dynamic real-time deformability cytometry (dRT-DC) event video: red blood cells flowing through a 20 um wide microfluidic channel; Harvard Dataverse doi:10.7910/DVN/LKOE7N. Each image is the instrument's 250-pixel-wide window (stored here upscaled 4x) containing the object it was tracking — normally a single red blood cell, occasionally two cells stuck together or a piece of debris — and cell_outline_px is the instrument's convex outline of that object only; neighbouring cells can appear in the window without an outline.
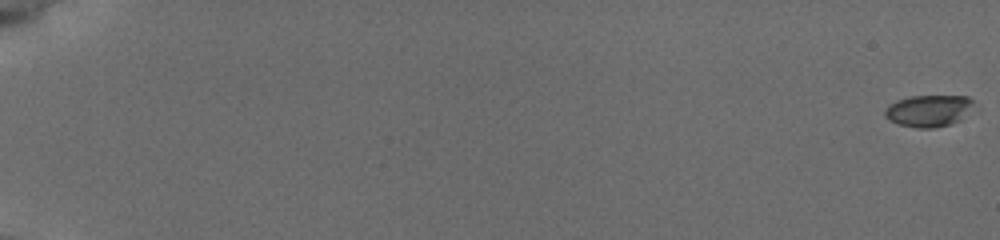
{"species": "common noctule bat (a hibernating species)", "species_latin": "Nyctalus noctula", "temperature_condition": "cold", "stored_images_in_passage": 58, "camera_frame_rate_fps": 3000, "um_per_image_px": 0.085, "animal": {"sex": "female", "body_mass_g": 19.5, "forearm_length_mm": 54.1}, "frame": {"image": 1, "passage_image": 1, "time_ms": 0.0, "image_size_px": [1000, 240], "cell_outline_px": [[972, 100], [960, 120], [948, 124], [932, 128], [920, 128], [900, 124], [884, 116], [884, 108], [888, 104], [896, 100], [908, 96], [968, 96]], "centroid_in_image_um": [78.82, 9.39], "position_along_channel_um": 6.2, "area_um2": 15.95}}
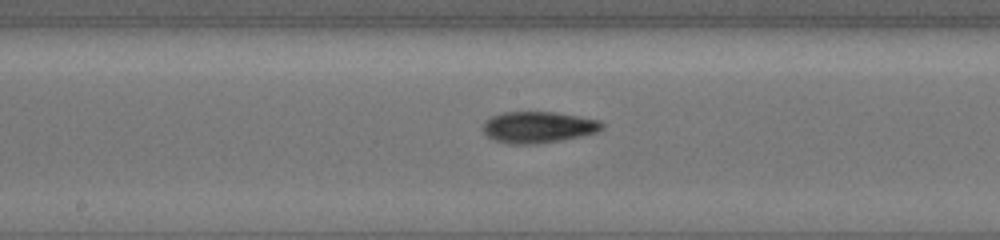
{"frame": {"image": 2, "passage_image": 34, "time_ms": 11.0, "image_size_px": [1000, 240], "cell_outline_px": [[604, 128], [596, 132], [560, 140], [532, 144], [512, 144], [496, 140], [488, 136], [484, 132], [484, 120], [492, 116], [504, 112], [556, 112], [580, 116], [600, 120], [604, 124]], "centroid_in_image_um": [45.77, 10.79], "position_along_channel_um": 202.4, "area_um2": 21.56}}
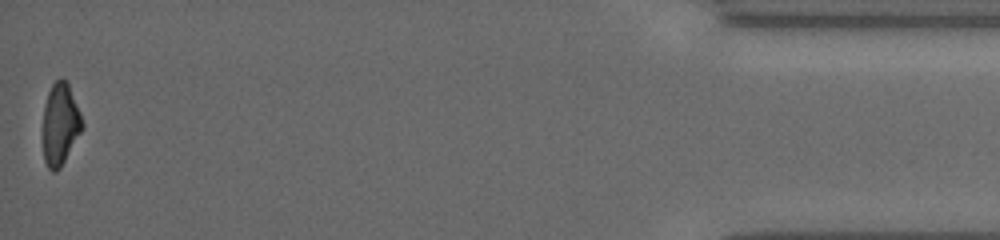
{"frame": {"image": 3, "passage_image": 58, "time_ms": 19.0, "image_size_px": [1000, 240], "cell_outline_px": [[84, 128], [60, 168], [56, 172], [52, 172], [48, 168], [44, 160], [44, 104], [48, 92], [52, 84], [60, 76], [68, 84], [80, 112], [84, 124]], "centroid_in_image_um": [5.14, 10.56], "position_along_channel_um": 430.1, "area_um2": 18.67}, "authors_computed_cell_mechanics": {"area_um2": 19.5075, "velocity_mm_per_s": 3.7902, "shape_relaxation_time_tau1_ms": 2.4591, "shape_relaxation_time_tau2_ms": 2.8914, "deformation_change_tau1": 0.1298, "deformation_change_tau2": 0.1003}}